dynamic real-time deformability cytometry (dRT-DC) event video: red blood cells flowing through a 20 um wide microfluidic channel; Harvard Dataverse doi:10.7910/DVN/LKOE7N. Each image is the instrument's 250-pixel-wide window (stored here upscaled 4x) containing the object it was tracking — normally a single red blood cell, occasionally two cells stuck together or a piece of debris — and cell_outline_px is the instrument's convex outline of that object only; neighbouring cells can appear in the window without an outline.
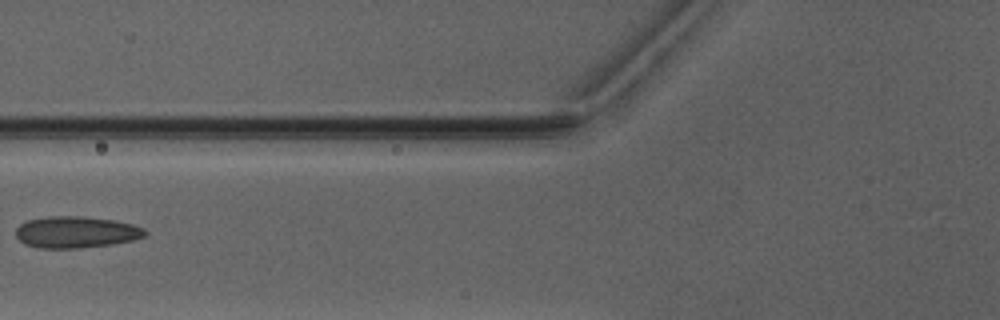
{"species": "Egyptian fruit bat (a non-hibernating species)", "species_latin": "Rousettus aegyptiacus", "temperature_condition": "warm", "stored_images_in_passage": 6, "camera_frame_rate_fps": 3000, "um_per_image_px": 0.085, "animal": {"sex": "male"}, "frame": {"image": 1, "passage_image": 5, "time_ms": 5.0, "image_size_px": [1000, 320], "cell_outline_px": [[148, 232], [144, 236], [132, 240], [112, 244], [80, 248], [40, 248], [24, 244], [16, 236], [16, 228], [20, 224], [28, 220], [44, 216], [80, 216], [116, 220], [132, 224], [144, 228]], "centroid_in_image_um": [6.46, 19.72], "position_along_channel_um": 119.3, "area_um2": 23.87}}
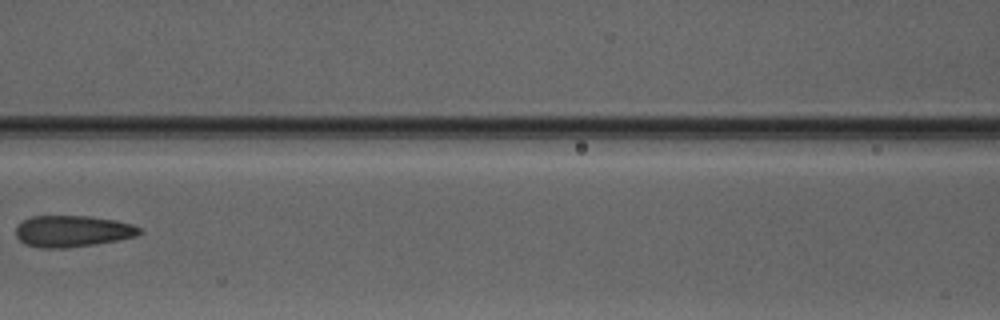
{"frame": {"image": 2, "passage_image": 6, "time_ms": 6.0, "image_size_px": [1000, 320], "cell_outline_px": [[144, 232], [136, 236], [96, 244], [64, 248], [40, 248], [24, 244], [16, 236], [16, 228], [24, 220], [32, 216], [88, 216], [116, 220], [132, 224], [140, 228]], "centroid_in_image_um": [6.17, 19.65], "position_along_channel_um": 160.4, "area_um2": 22.66}}